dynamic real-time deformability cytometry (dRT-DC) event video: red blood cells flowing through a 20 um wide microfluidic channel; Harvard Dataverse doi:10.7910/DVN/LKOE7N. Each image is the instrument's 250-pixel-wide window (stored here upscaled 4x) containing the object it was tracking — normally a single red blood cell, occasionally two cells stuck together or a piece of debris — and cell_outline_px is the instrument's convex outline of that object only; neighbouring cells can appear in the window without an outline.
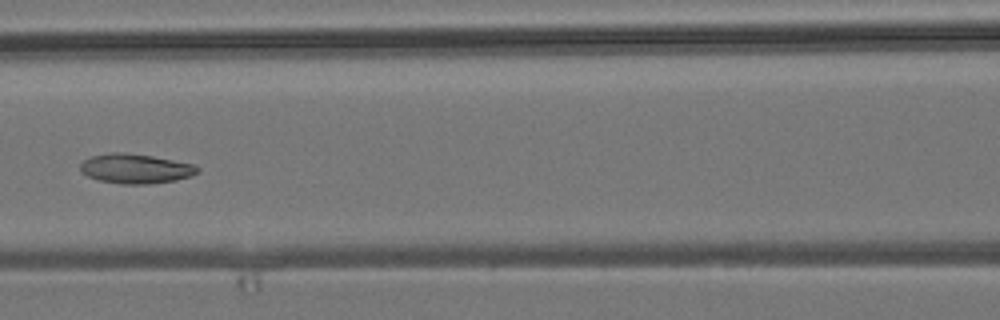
{"species": "common noctule bat (a hibernating species)", "species_latin": "Nyctalus noctula", "temperature_condition": "room temperature", "stored_images_in_passage": 8, "camera_frame_rate_fps": 3000, "um_per_image_px": 0.085, "animal": {"sex": "male", "body_mass_g": 19.2, "forearm_length_mm": 51.8}, "frame": {"image": 1, "passage_image": 7, "time_ms": 7.0, "image_size_px": [1000, 320], "cell_outline_px": [[200, 172], [192, 176], [176, 180], [148, 184], [120, 184], [100, 180], [88, 176], [80, 172], [80, 164], [84, 160], [92, 156], [112, 152], [124, 152], [152, 156], [192, 164], [200, 168]], "centroid_in_image_um": [11.52, 14.34], "position_along_channel_um": 155.1, "area_um2": 20.23}}
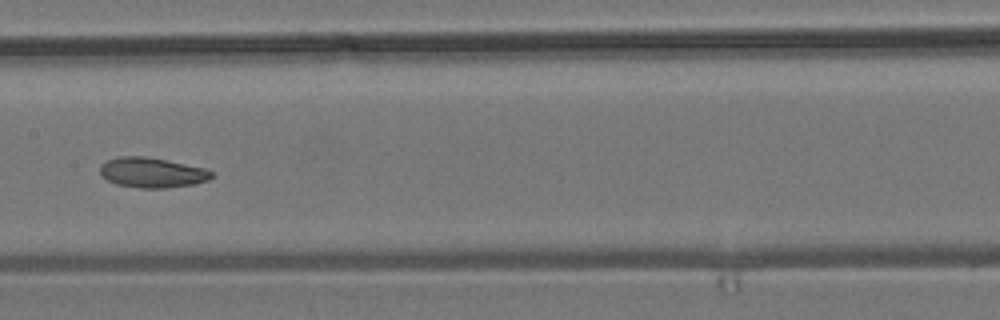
{"frame": {"image": 2, "passage_image": 8, "time_ms": 8.0, "image_size_px": [1000, 320], "cell_outline_px": [[212, 176], [208, 180], [192, 184], [164, 188], [140, 188], [116, 184], [108, 180], [100, 172], [100, 164], [108, 160], [120, 156], [148, 156], [168, 160], [204, 168], [212, 172]], "centroid_in_image_um": [12.9, 14.66], "position_along_channel_um": 194.5, "area_um2": 19.42}}